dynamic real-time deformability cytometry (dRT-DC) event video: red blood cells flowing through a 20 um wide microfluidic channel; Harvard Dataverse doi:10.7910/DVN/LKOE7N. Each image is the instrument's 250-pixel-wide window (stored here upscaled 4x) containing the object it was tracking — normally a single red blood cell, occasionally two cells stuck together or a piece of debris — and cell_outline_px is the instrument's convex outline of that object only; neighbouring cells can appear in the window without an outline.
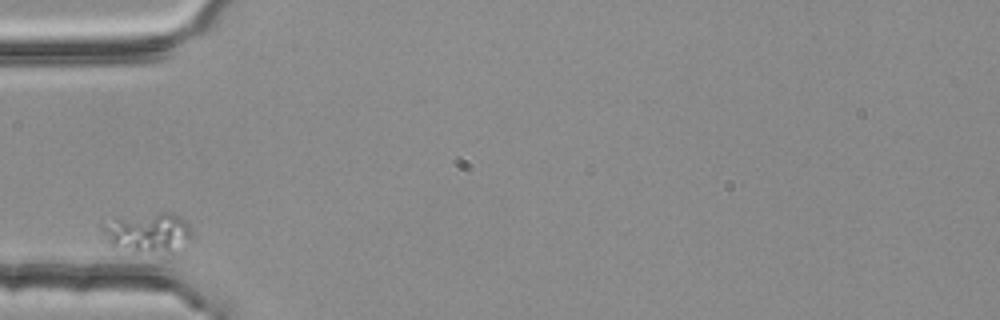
{"species": "common noctule bat (a hibernating species)", "species_latin": "Nyctalus noctula", "temperature_condition": "room temperature", "stored_images_in_passage": 4, "camera_frame_rate_fps": 3000, "um_per_image_px": 0.085, "animal": {"sex": "female", "body_mass_g": 25.1}, "frame": {"image": 1, "passage_image": 1, "time_ms": 0.0, "image_size_px": [1000, 320], "cell_outline_px": [[196, 240], [172, 252], [168, 252], [112, 248], [108, 244], [100, 228], [100, 224], [116, 220], [160, 212], [168, 212], [180, 216], [192, 228]], "centroid_in_image_um": [12.67, 19.78], "position_along_channel_um": 72.3, "area_um2": 20.69}}
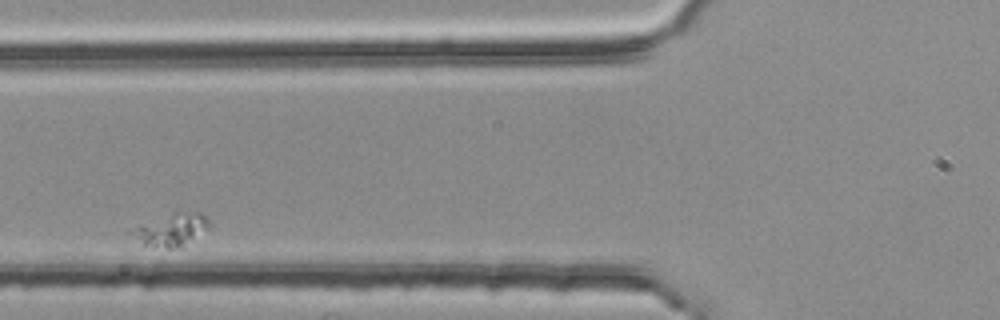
{"frame": {"image": 2, "passage_image": 2, "time_ms": 0.333, "image_size_px": [1000, 320], "cell_outline_px": [[208, 228], [180, 248], [140, 248], [128, 232], [140, 224], [172, 212], [200, 212], [208, 220]], "centroid_in_image_um": [14.43, 19.58], "position_along_channel_um": 111.4, "area_um2": 15.09}}